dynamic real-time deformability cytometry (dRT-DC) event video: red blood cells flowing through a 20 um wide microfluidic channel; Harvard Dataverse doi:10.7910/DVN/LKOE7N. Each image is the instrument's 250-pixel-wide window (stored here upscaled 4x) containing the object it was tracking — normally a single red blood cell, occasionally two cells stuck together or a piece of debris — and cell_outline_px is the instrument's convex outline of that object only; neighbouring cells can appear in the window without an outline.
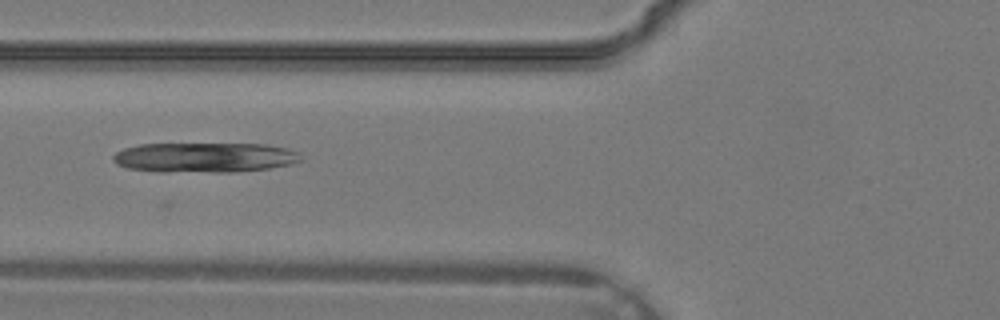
{"species": "common noctule bat (a hibernating species)", "species_latin": "Nyctalus noctula", "temperature_condition": "warm", "stored_images_in_passage": 21, "camera_frame_rate_fps": 3000, "um_per_image_px": 0.085, "animal": {"sex": "male", "body_mass_g": 19.2, "forearm_length_mm": 51.8}, "frame": {"image": 1, "passage_image": 9, "time_ms": 2.667, "image_size_px": [1000, 320], "cell_outline_px": [[304, 160], [292, 164], [268, 168], [232, 172], [156, 172], [128, 168], [116, 164], [112, 160], [112, 156], [116, 152], [124, 148], [140, 144], [264, 144], [284, 148], [300, 152]], "centroid_in_image_um": [17.39, 13.39], "position_along_channel_um": 108.4, "area_um2": 33.0}}
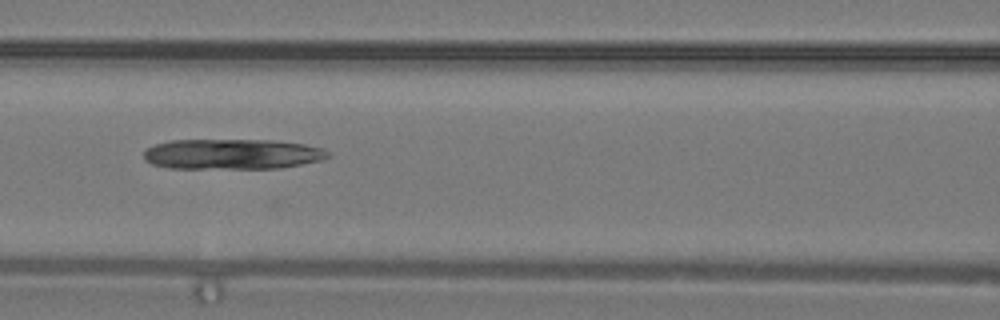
{"frame": {"image": 2, "passage_image": 11, "time_ms": 3.333, "image_size_px": [1000, 320], "cell_outline_px": [[332, 156], [320, 160], [280, 168], [168, 168], [152, 164], [144, 160], [144, 152], [148, 148], [156, 144], [172, 140], [272, 140], [304, 144], [320, 148], [328, 152]], "centroid_in_image_um": [19.72, 13.1], "position_along_channel_um": 146.9, "area_um2": 32.43}}
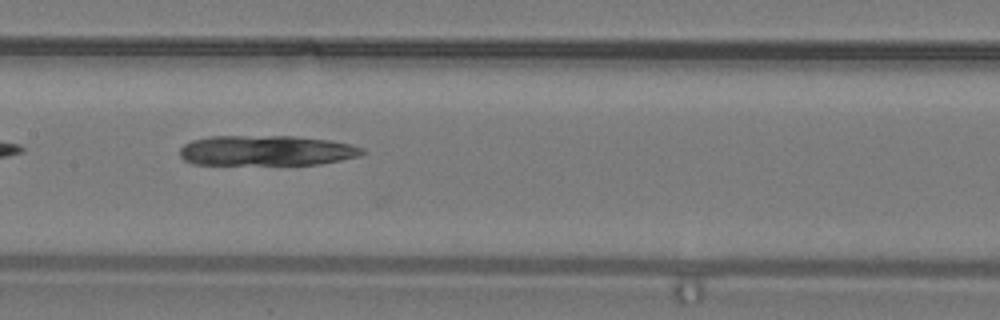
{"frame": {"image": 3, "passage_image": 13, "time_ms": 4.0, "image_size_px": [1000, 320], "cell_outline_px": [[368, 152], [360, 156], [320, 164], [192, 164], [184, 160], [180, 156], [180, 148], [184, 144], [192, 140], [208, 136], [292, 136], [332, 140], [352, 144], [364, 148]], "centroid_in_image_um": [22.68, 12.79], "position_along_channel_um": 184.7, "area_um2": 32.43}}